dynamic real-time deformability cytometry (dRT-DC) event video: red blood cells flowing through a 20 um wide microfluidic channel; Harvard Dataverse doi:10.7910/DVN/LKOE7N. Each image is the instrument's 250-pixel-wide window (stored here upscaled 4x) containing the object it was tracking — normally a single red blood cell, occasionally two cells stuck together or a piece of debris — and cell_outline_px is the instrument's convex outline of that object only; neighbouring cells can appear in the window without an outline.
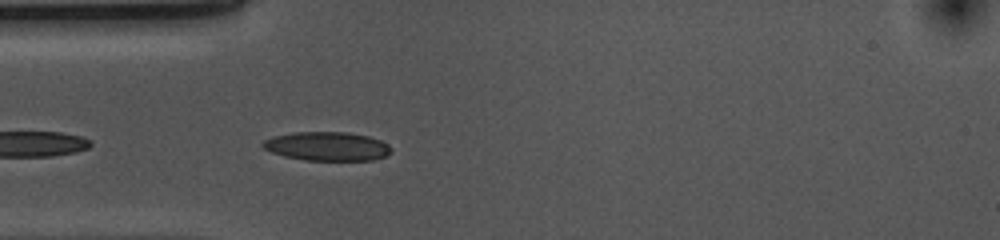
{"species": "common noctule bat (a hibernating species)", "species_latin": "Nyctalus noctula", "temperature_condition": "cold", "stored_images_in_passage": 8, "camera_frame_rate_fps": 3000, "um_per_image_px": 0.085, "animal": {"sex": "female", "body_mass_g": 10.0, "forearm_length_mm": 53.1}, "frame": {"image": 1, "passage_image": 3, "time_ms": 0.667, "image_size_px": [1000, 240], "cell_outline_px": [[392, 152], [384, 156], [372, 160], [308, 160], [284, 156], [272, 152], [264, 148], [260, 144], [264, 140], [272, 136], [292, 132], [348, 132], [368, 136], [380, 140], [388, 144], [392, 148]], "centroid_in_image_um": [27.8, 12.42], "position_along_channel_um": 57.2, "area_um2": 21.62}}